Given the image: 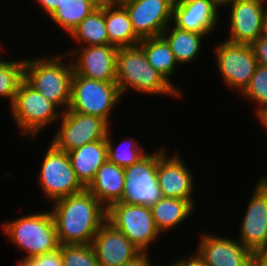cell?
<instances>
[{
  "label": "cell",
  "mask_w": 267,
  "mask_h": 266,
  "mask_svg": "<svg viewBox=\"0 0 267 266\" xmlns=\"http://www.w3.org/2000/svg\"><path fill=\"white\" fill-rule=\"evenodd\" d=\"M50 209L55 221L60 245L92 244L107 209L88 190L52 202Z\"/></svg>",
  "instance_id": "obj_1"
},
{
  "label": "cell",
  "mask_w": 267,
  "mask_h": 266,
  "mask_svg": "<svg viewBox=\"0 0 267 266\" xmlns=\"http://www.w3.org/2000/svg\"><path fill=\"white\" fill-rule=\"evenodd\" d=\"M116 83L122 96L130 89L144 95H167L172 98H180L183 94L174 82H169L151 66L139 44L118 48Z\"/></svg>",
  "instance_id": "obj_2"
},
{
  "label": "cell",
  "mask_w": 267,
  "mask_h": 266,
  "mask_svg": "<svg viewBox=\"0 0 267 266\" xmlns=\"http://www.w3.org/2000/svg\"><path fill=\"white\" fill-rule=\"evenodd\" d=\"M67 58L69 55L63 52L47 58L25 59L24 65V79L47 100L62 107V112L70 105L74 75L72 61Z\"/></svg>",
  "instance_id": "obj_3"
},
{
  "label": "cell",
  "mask_w": 267,
  "mask_h": 266,
  "mask_svg": "<svg viewBox=\"0 0 267 266\" xmlns=\"http://www.w3.org/2000/svg\"><path fill=\"white\" fill-rule=\"evenodd\" d=\"M3 232L21 251L27 252L22 258L42 255L60 247L55 221L51 211L26 214L2 224Z\"/></svg>",
  "instance_id": "obj_4"
},
{
  "label": "cell",
  "mask_w": 267,
  "mask_h": 266,
  "mask_svg": "<svg viewBox=\"0 0 267 266\" xmlns=\"http://www.w3.org/2000/svg\"><path fill=\"white\" fill-rule=\"evenodd\" d=\"M10 111L14 123L24 136H37L46 126L58 123L62 111L53 102L47 100L25 79L21 81ZM60 111V112H58ZM45 127V128H44ZM40 131V132H39Z\"/></svg>",
  "instance_id": "obj_5"
},
{
  "label": "cell",
  "mask_w": 267,
  "mask_h": 266,
  "mask_svg": "<svg viewBox=\"0 0 267 266\" xmlns=\"http://www.w3.org/2000/svg\"><path fill=\"white\" fill-rule=\"evenodd\" d=\"M121 98L116 82L90 79L74 72L68 110L98 116L110 124L112 109L117 103H121Z\"/></svg>",
  "instance_id": "obj_6"
},
{
  "label": "cell",
  "mask_w": 267,
  "mask_h": 266,
  "mask_svg": "<svg viewBox=\"0 0 267 266\" xmlns=\"http://www.w3.org/2000/svg\"><path fill=\"white\" fill-rule=\"evenodd\" d=\"M106 220L142 253L148 254L149 245L161 235L155 225L150 206L116 202L107 209Z\"/></svg>",
  "instance_id": "obj_7"
},
{
  "label": "cell",
  "mask_w": 267,
  "mask_h": 266,
  "mask_svg": "<svg viewBox=\"0 0 267 266\" xmlns=\"http://www.w3.org/2000/svg\"><path fill=\"white\" fill-rule=\"evenodd\" d=\"M167 148L147 153L137 163L124 169L125 188L121 201L127 204L151 206L162 198L157 181V162Z\"/></svg>",
  "instance_id": "obj_8"
},
{
  "label": "cell",
  "mask_w": 267,
  "mask_h": 266,
  "mask_svg": "<svg viewBox=\"0 0 267 266\" xmlns=\"http://www.w3.org/2000/svg\"><path fill=\"white\" fill-rule=\"evenodd\" d=\"M38 174L40 189L49 201L54 202L85 189L75 175L68 153L57 149L52 143L46 150Z\"/></svg>",
  "instance_id": "obj_9"
},
{
  "label": "cell",
  "mask_w": 267,
  "mask_h": 266,
  "mask_svg": "<svg viewBox=\"0 0 267 266\" xmlns=\"http://www.w3.org/2000/svg\"><path fill=\"white\" fill-rule=\"evenodd\" d=\"M214 53L226 87L241 95L249 86L258 65L252 46L225 40L215 46Z\"/></svg>",
  "instance_id": "obj_10"
},
{
  "label": "cell",
  "mask_w": 267,
  "mask_h": 266,
  "mask_svg": "<svg viewBox=\"0 0 267 266\" xmlns=\"http://www.w3.org/2000/svg\"><path fill=\"white\" fill-rule=\"evenodd\" d=\"M59 126L52 144L59 150L69 152L86 143L104 140L111 127L106 120L72 110L62 112Z\"/></svg>",
  "instance_id": "obj_11"
},
{
  "label": "cell",
  "mask_w": 267,
  "mask_h": 266,
  "mask_svg": "<svg viewBox=\"0 0 267 266\" xmlns=\"http://www.w3.org/2000/svg\"><path fill=\"white\" fill-rule=\"evenodd\" d=\"M254 186L240 222L238 240L254 255H267V175Z\"/></svg>",
  "instance_id": "obj_12"
},
{
  "label": "cell",
  "mask_w": 267,
  "mask_h": 266,
  "mask_svg": "<svg viewBox=\"0 0 267 266\" xmlns=\"http://www.w3.org/2000/svg\"><path fill=\"white\" fill-rule=\"evenodd\" d=\"M267 0H227L222 4L230 9V28L227 41L251 45L262 36ZM266 6V7H265Z\"/></svg>",
  "instance_id": "obj_13"
},
{
  "label": "cell",
  "mask_w": 267,
  "mask_h": 266,
  "mask_svg": "<svg viewBox=\"0 0 267 266\" xmlns=\"http://www.w3.org/2000/svg\"><path fill=\"white\" fill-rule=\"evenodd\" d=\"M175 0H133L123 6L129 13L134 32L140 38L161 36L172 24Z\"/></svg>",
  "instance_id": "obj_14"
},
{
  "label": "cell",
  "mask_w": 267,
  "mask_h": 266,
  "mask_svg": "<svg viewBox=\"0 0 267 266\" xmlns=\"http://www.w3.org/2000/svg\"><path fill=\"white\" fill-rule=\"evenodd\" d=\"M78 48L66 52L76 74L99 81L116 82L117 47L107 44Z\"/></svg>",
  "instance_id": "obj_15"
},
{
  "label": "cell",
  "mask_w": 267,
  "mask_h": 266,
  "mask_svg": "<svg viewBox=\"0 0 267 266\" xmlns=\"http://www.w3.org/2000/svg\"><path fill=\"white\" fill-rule=\"evenodd\" d=\"M196 253L207 266H251L255 255L238 239L201 233Z\"/></svg>",
  "instance_id": "obj_16"
},
{
  "label": "cell",
  "mask_w": 267,
  "mask_h": 266,
  "mask_svg": "<svg viewBox=\"0 0 267 266\" xmlns=\"http://www.w3.org/2000/svg\"><path fill=\"white\" fill-rule=\"evenodd\" d=\"M100 266H122L142 252L107 220L93 238L92 244Z\"/></svg>",
  "instance_id": "obj_17"
},
{
  "label": "cell",
  "mask_w": 267,
  "mask_h": 266,
  "mask_svg": "<svg viewBox=\"0 0 267 266\" xmlns=\"http://www.w3.org/2000/svg\"><path fill=\"white\" fill-rule=\"evenodd\" d=\"M217 0H175L172 25L190 32L210 34L219 21Z\"/></svg>",
  "instance_id": "obj_18"
},
{
  "label": "cell",
  "mask_w": 267,
  "mask_h": 266,
  "mask_svg": "<svg viewBox=\"0 0 267 266\" xmlns=\"http://www.w3.org/2000/svg\"><path fill=\"white\" fill-rule=\"evenodd\" d=\"M175 151L165 153L157 162V181L162 197L194 200V177L185 161Z\"/></svg>",
  "instance_id": "obj_19"
},
{
  "label": "cell",
  "mask_w": 267,
  "mask_h": 266,
  "mask_svg": "<svg viewBox=\"0 0 267 266\" xmlns=\"http://www.w3.org/2000/svg\"><path fill=\"white\" fill-rule=\"evenodd\" d=\"M72 168L81 185L87 189L96 177L98 169L108 159L107 141L86 143L68 152Z\"/></svg>",
  "instance_id": "obj_20"
},
{
  "label": "cell",
  "mask_w": 267,
  "mask_h": 266,
  "mask_svg": "<svg viewBox=\"0 0 267 266\" xmlns=\"http://www.w3.org/2000/svg\"><path fill=\"white\" fill-rule=\"evenodd\" d=\"M124 188V168L107 159L87 189L108 209L112 204L121 201Z\"/></svg>",
  "instance_id": "obj_21"
},
{
  "label": "cell",
  "mask_w": 267,
  "mask_h": 266,
  "mask_svg": "<svg viewBox=\"0 0 267 266\" xmlns=\"http://www.w3.org/2000/svg\"><path fill=\"white\" fill-rule=\"evenodd\" d=\"M104 14L110 45L124 48L137 45L141 41L134 32L129 13L123 5L104 0Z\"/></svg>",
  "instance_id": "obj_22"
},
{
  "label": "cell",
  "mask_w": 267,
  "mask_h": 266,
  "mask_svg": "<svg viewBox=\"0 0 267 266\" xmlns=\"http://www.w3.org/2000/svg\"><path fill=\"white\" fill-rule=\"evenodd\" d=\"M194 200L162 197L150 206L155 225L161 234L173 230L193 214Z\"/></svg>",
  "instance_id": "obj_23"
},
{
  "label": "cell",
  "mask_w": 267,
  "mask_h": 266,
  "mask_svg": "<svg viewBox=\"0 0 267 266\" xmlns=\"http://www.w3.org/2000/svg\"><path fill=\"white\" fill-rule=\"evenodd\" d=\"M171 26L172 24L163 31L161 36L167 41L178 64L192 63V60L196 59L202 50V38L208 34L190 32Z\"/></svg>",
  "instance_id": "obj_24"
},
{
  "label": "cell",
  "mask_w": 267,
  "mask_h": 266,
  "mask_svg": "<svg viewBox=\"0 0 267 266\" xmlns=\"http://www.w3.org/2000/svg\"><path fill=\"white\" fill-rule=\"evenodd\" d=\"M69 37L79 43L80 46L109 44L105 25L104 0L77 25Z\"/></svg>",
  "instance_id": "obj_25"
},
{
  "label": "cell",
  "mask_w": 267,
  "mask_h": 266,
  "mask_svg": "<svg viewBox=\"0 0 267 266\" xmlns=\"http://www.w3.org/2000/svg\"><path fill=\"white\" fill-rule=\"evenodd\" d=\"M148 62L169 81L174 76L178 62L167 41L162 36L143 38L138 43Z\"/></svg>",
  "instance_id": "obj_26"
},
{
  "label": "cell",
  "mask_w": 267,
  "mask_h": 266,
  "mask_svg": "<svg viewBox=\"0 0 267 266\" xmlns=\"http://www.w3.org/2000/svg\"><path fill=\"white\" fill-rule=\"evenodd\" d=\"M102 0H65L49 16L66 34L71 32L77 25L96 9Z\"/></svg>",
  "instance_id": "obj_27"
},
{
  "label": "cell",
  "mask_w": 267,
  "mask_h": 266,
  "mask_svg": "<svg viewBox=\"0 0 267 266\" xmlns=\"http://www.w3.org/2000/svg\"><path fill=\"white\" fill-rule=\"evenodd\" d=\"M112 130L109 129L106 141H107V158L110 162L117 164L118 166H121L122 168H127L133 165L134 163H137L141 158H143L148 152H145L146 150L141 147V145H138V142L133 139V137H130L131 139H124V142L120 143L119 145L115 144L117 146L114 147L113 140L110 135ZM126 145H125V144ZM129 146H128V145Z\"/></svg>",
  "instance_id": "obj_28"
},
{
  "label": "cell",
  "mask_w": 267,
  "mask_h": 266,
  "mask_svg": "<svg viewBox=\"0 0 267 266\" xmlns=\"http://www.w3.org/2000/svg\"><path fill=\"white\" fill-rule=\"evenodd\" d=\"M23 60L3 59L0 62V97L7 99L11 106L14 102L18 86L24 79Z\"/></svg>",
  "instance_id": "obj_29"
},
{
  "label": "cell",
  "mask_w": 267,
  "mask_h": 266,
  "mask_svg": "<svg viewBox=\"0 0 267 266\" xmlns=\"http://www.w3.org/2000/svg\"><path fill=\"white\" fill-rule=\"evenodd\" d=\"M242 99L254 100L257 119L267 111V67L257 65L249 86L241 94Z\"/></svg>",
  "instance_id": "obj_30"
},
{
  "label": "cell",
  "mask_w": 267,
  "mask_h": 266,
  "mask_svg": "<svg viewBox=\"0 0 267 266\" xmlns=\"http://www.w3.org/2000/svg\"><path fill=\"white\" fill-rule=\"evenodd\" d=\"M62 266H100L91 244L60 245Z\"/></svg>",
  "instance_id": "obj_31"
},
{
  "label": "cell",
  "mask_w": 267,
  "mask_h": 266,
  "mask_svg": "<svg viewBox=\"0 0 267 266\" xmlns=\"http://www.w3.org/2000/svg\"><path fill=\"white\" fill-rule=\"evenodd\" d=\"M257 63L261 66L267 67V40L259 37L251 44Z\"/></svg>",
  "instance_id": "obj_32"
},
{
  "label": "cell",
  "mask_w": 267,
  "mask_h": 266,
  "mask_svg": "<svg viewBox=\"0 0 267 266\" xmlns=\"http://www.w3.org/2000/svg\"><path fill=\"white\" fill-rule=\"evenodd\" d=\"M39 266H62L61 249L39 255Z\"/></svg>",
  "instance_id": "obj_33"
},
{
  "label": "cell",
  "mask_w": 267,
  "mask_h": 266,
  "mask_svg": "<svg viewBox=\"0 0 267 266\" xmlns=\"http://www.w3.org/2000/svg\"><path fill=\"white\" fill-rule=\"evenodd\" d=\"M169 266H207L206 263L202 260V258L194 253L193 255H189L186 258H181L176 260L175 263H171Z\"/></svg>",
  "instance_id": "obj_34"
},
{
  "label": "cell",
  "mask_w": 267,
  "mask_h": 266,
  "mask_svg": "<svg viewBox=\"0 0 267 266\" xmlns=\"http://www.w3.org/2000/svg\"><path fill=\"white\" fill-rule=\"evenodd\" d=\"M40 7L43 8L44 12L50 16L65 0H35Z\"/></svg>",
  "instance_id": "obj_35"
},
{
  "label": "cell",
  "mask_w": 267,
  "mask_h": 266,
  "mask_svg": "<svg viewBox=\"0 0 267 266\" xmlns=\"http://www.w3.org/2000/svg\"><path fill=\"white\" fill-rule=\"evenodd\" d=\"M150 256L147 253H142L138 258L133 260L132 262H129L127 264H124L122 266H152L150 262Z\"/></svg>",
  "instance_id": "obj_36"
},
{
  "label": "cell",
  "mask_w": 267,
  "mask_h": 266,
  "mask_svg": "<svg viewBox=\"0 0 267 266\" xmlns=\"http://www.w3.org/2000/svg\"><path fill=\"white\" fill-rule=\"evenodd\" d=\"M17 266H39V255L31 257L29 259H19Z\"/></svg>",
  "instance_id": "obj_37"
},
{
  "label": "cell",
  "mask_w": 267,
  "mask_h": 266,
  "mask_svg": "<svg viewBox=\"0 0 267 266\" xmlns=\"http://www.w3.org/2000/svg\"><path fill=\"white\" fill-rule=\"evenodd\" d=\"M251 266H267V255H255Z\"/></svg>",
  "instance_id": "obj_38"
},
{
  "label": "cell",
  "mask_w": 267,
  "mask_h": 266,
  "mask_svg": "<svg viewBox=\"0 0 267 266\" xmlns=\"http://www.w3.org/2000/svg\"><path fill=\"white\" fill-rule=\"evenodd\" d=\"M257 120H259V123L266 130L267 129V111L264 114H262Z\"/></svg>",
  "instance_id": "obj_39"
},
{
  "label": "cell",
  "mask_w": 267,
  "mask_h": 266,
  "mask_svg": "<svg viewBox=\"0 0 267 266\" xmlns=\"http://www.w3.org/2000/svg\"><path fill=\"white\" fill-rule=\"evenodd\" d=\"M261 37L267 40V12L265 14L264 21H263V31H262Z\"/></svg>",
  "instance_id": "obj_40"
},
{
  "label": "cell",
  "mask_w": 267,
  "mask_h": 266,
  "mask_svg": "<svg viewBox=\"0 0 267 266\" xmlns=\"http://www.w3.org/2000/svg\"><path fill=\"white\" fill-rule=\"evenodd\" d=\"M109 3L116 4V5H124L127 2L133 1V0H105Z\"/></svg>",
  "instance_id": "obj_41"
},
{
  "label": "cell",
  "mask_w": 267,
  "mask_h": 266,
  "mask_svg": "<svg viewBox=\"0 0 267 266\" xmlns=\"http://www.w3.org/2000/svg\"><path fill=\"white\" fill-rule=\"evenodd\" d=\"M2 46H3V45H0V55L2 54L1 51L3 50ZM1 48H2V49H1ZM2 60H3V56L1 55V56H0V62H1Z\"/></svg>",
  "instance_id": "obj_42"
},
{
  "label": "cell",
  "mask_w": 267,
  "mask_h": 266,
  "mask_svg": "<svg viewBox=\"0 0 267 266\" xmlns=\"http://www.w3.org/2000/svg\"><path fill=\"white\" fill-rule=\"evenodd\" d=\"M221 5L226 2L227 0H217Z\"/></svg>",
  "instance_id": "obj_43"
}]
</instances>
